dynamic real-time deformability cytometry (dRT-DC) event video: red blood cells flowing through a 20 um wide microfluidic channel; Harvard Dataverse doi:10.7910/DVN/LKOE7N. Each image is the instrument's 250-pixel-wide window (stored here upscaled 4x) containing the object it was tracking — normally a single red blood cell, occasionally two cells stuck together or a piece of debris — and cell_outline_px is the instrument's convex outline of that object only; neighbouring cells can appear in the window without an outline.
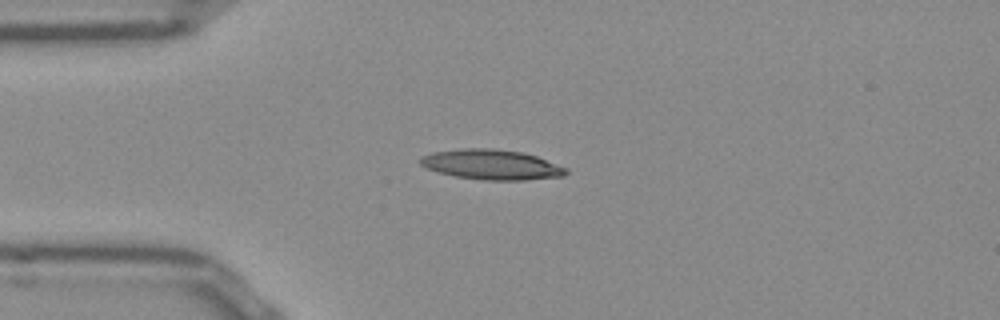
{"species": "Egyptian fruit bat (a non-hibernating species)", "species_latin": "Rousettus aegyptiacus", "temperature_condition": "room temperature", "stored_images_in_passage": 40, "camera_frame_rate_fps": 3000, "um_per_image_px": 0.085, "frame": {"image": 1, "passage_image": 1, "time_ms": 0.0, "image_size_px": [1000, 320], "cell_outline_px": [[568, 172], [564, 176], [524, 180], [484, 180], [456, 176], [440, 172], [428, 168], [420, 164], [420, 156], [432, 152], [460, 148], [496, 148], [524, 152], [536, 156], [568, 168]], "centroid_in_image_um": [41.8, 13.98], "position_along_channel_um": 43.2, "area_um2": 25.61}}
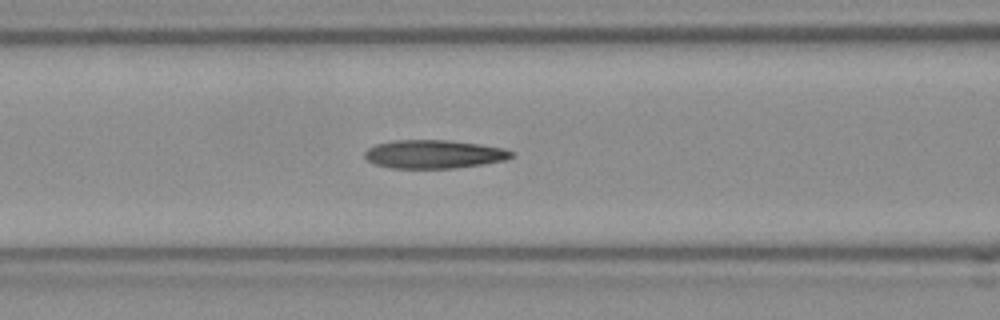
{"frame": {"image": 2, "passage_image": 9, "time_ms": 2.667, "image_size_px": [1000, 320], "cell_outline_px": [[516, 152], [512, 156], [504, 160], [484, 164], [452, 168], [392, 168], [376, 164], [368, 160], [364, 156], [364, 152], [368, 148], [376, 144], [396, 140], [448, 140], [480, 144], [504, 148]], "centroid_in_image_um": [36.9, 13.1], "position_along_channel_um": 129.7, "area_um2": 24.28}}
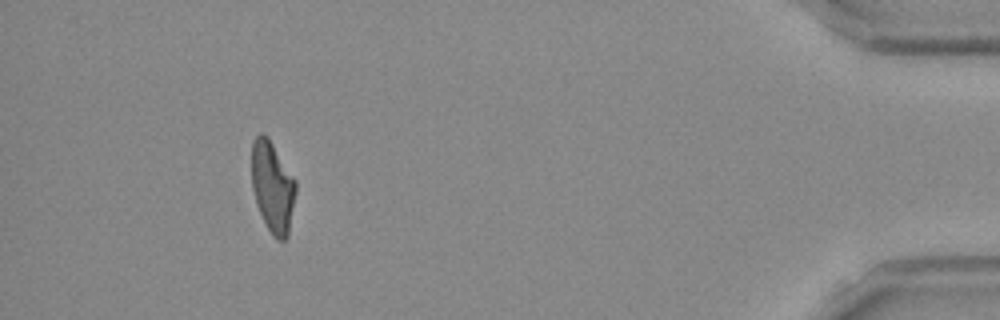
{"frame": {"image": 3, "passage_image": 36, "time_ms": 11.667, "image_size_px": [1000, 320], "cell_outline_px": [[296, 192], [288, 236], [284, 240], [276, 240], [272, 236], [256, 204], [252, 188], [252, 140], [260, 132], [268, 136], [296, 180]], "centroid_in_image_um": [23.17, 15.87], "position_along_channel_um": 412.0, "area_um2": 23.52}, "authors_computed_cell_mechanics": {"area_um2": 24.0448, "velocity_mm_per_s": 3.8818, "shape_relaxation_time_tau1_ms": null, "shape_relaxation_time_tau2_ms": 2.9296, "deformation_change_tau1": null, "deformation_change_tau2": 0.1196}}